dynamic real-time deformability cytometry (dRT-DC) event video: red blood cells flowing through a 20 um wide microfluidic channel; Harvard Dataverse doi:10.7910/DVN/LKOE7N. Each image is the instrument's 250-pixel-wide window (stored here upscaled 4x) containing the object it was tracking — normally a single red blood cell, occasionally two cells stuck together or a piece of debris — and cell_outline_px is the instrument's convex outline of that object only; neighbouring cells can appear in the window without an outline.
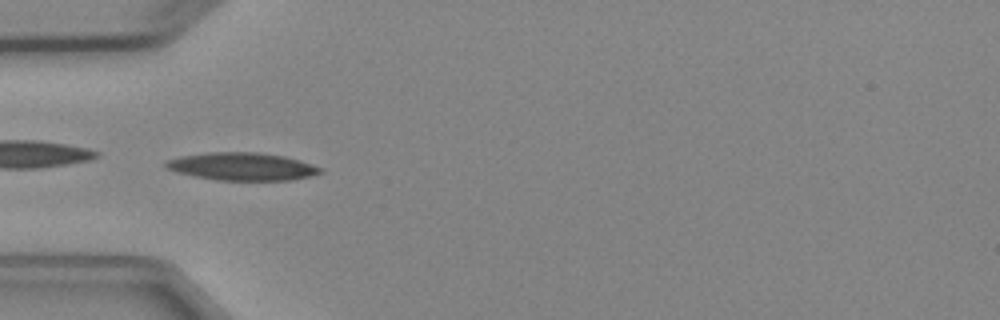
{"species": "Egyptian fruit bat (a non-hibernating species)", "species_latin": "Rousettus aegyptiacus", "temperature_condition": "cold", "stored_images_in_passage": 6, "camera_frame_rate_fps": 3000, "um_per_image_px": 0.085, "animal": {"sex": "female"}, "frame": {"image": 1, "passage_image": 5, "time_ms": 4.333, "image_size_px": [1000, 320], "cell_outline_px": [[324, 172], [292, 180], [216, 180], [176, 172], [164, 168], [164, 160], [180, 156], [208, 152], [256, 152], [284, 156], [300, 160], [324, 168]], "centroid_in_image_um": [20.56, 14.14], "position_along_channel_um": 64.4, "area_um2": 25.14}}